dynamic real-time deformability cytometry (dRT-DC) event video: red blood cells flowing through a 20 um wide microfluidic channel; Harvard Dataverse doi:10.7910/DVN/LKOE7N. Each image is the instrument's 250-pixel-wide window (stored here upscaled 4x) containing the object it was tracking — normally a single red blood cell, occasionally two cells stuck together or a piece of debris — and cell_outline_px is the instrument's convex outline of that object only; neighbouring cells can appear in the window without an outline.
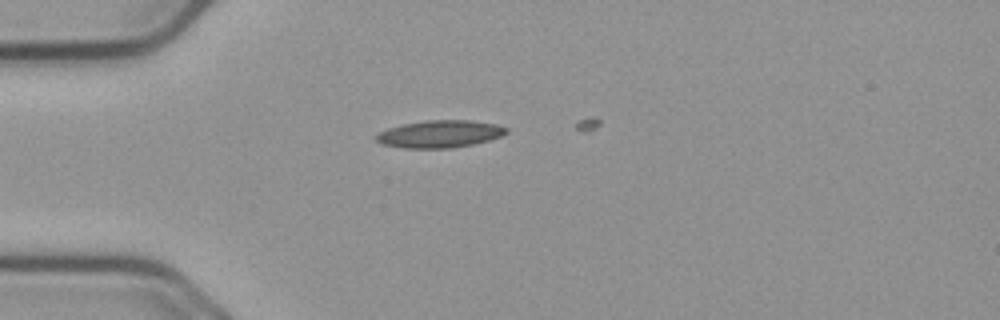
{"species": "common noctule bat (a hibernating species)", "species_latin": "Nyctalus noctula", "temperature_condition": "cold", "stored_images_in_passage": 7, "camera_frame_rate_fps": 3000, "um_per_image_px": 0.085, "animal": {"sex": "male", "body_mass_g": 23.1, "forearm_length_mm": 52.7}, "frame": {"image": 1, "passage_image": 1, "time_ms": 0.0, "image_size_px": [1000, 320], "cell_outline_px": [[508, 132], [500, 136], [488, 140], [472, 144], [452, 148], [404, 148], [384, 144], [376, 140], [376, 136], [380, 132], [388, 128], [404, 124], [424, 120], [472, 120], [496, 124], [508, 128]], "centroid_in_image_um": [37.41, 11.38], "position_along_channel_um": 47.6, "area_um2": 20.58}}
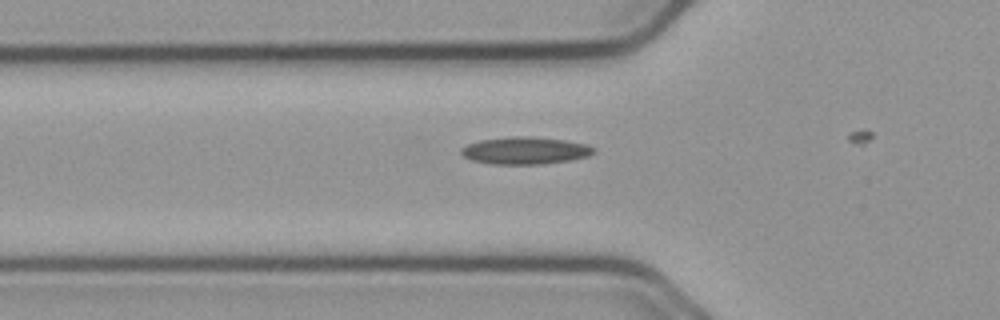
{"frame": {"image": 2, "passage_image": 5, "time_ms": 1.333, "image_size_px": [1000, 320], "cell_outline_px": [[596, 152], [588, 156], [568, 160], [544, 164], [492, 164], [472, 160], [464, 156], [460, 152], [460, 148], [468, 144], [480, 140], [516, 136], [528, 136], [564, 140], [588, 144]], "centroid_in_image_um": [44.63, 12.8], "position_along_channel_um": 81.2, "area_um2": 20.92}}